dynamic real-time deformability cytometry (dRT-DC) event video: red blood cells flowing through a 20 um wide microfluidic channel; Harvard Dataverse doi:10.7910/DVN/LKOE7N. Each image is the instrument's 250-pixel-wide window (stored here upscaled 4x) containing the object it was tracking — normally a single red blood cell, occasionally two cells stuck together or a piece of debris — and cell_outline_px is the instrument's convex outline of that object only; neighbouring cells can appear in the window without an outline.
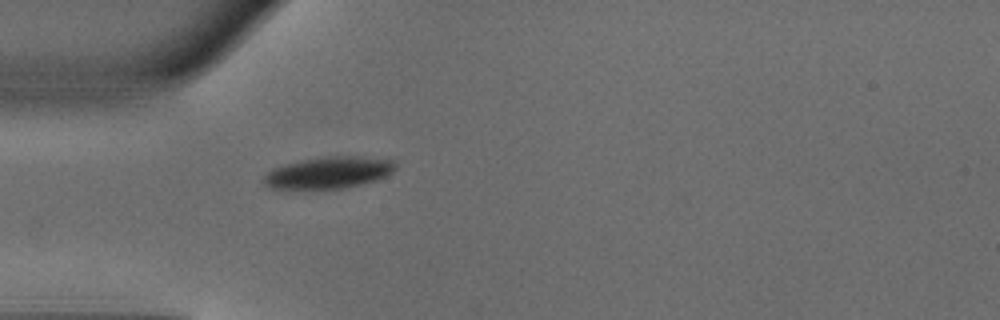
{"species": "common noctule bat (a hibernating species)", "species_latin": "Nyctalus noctula", "temperature_condition": "warm", "stored_images_in_passage": 35, "camera_frame_rate_fps": 3000, "um_per_image_px": 0.085, "animal": {"sex": "male", "body_mass_g": 18.8}, "frame": {"image": 1, "passage_image": 2, "time_ms": 0.333, "image_size_px": [1000, 320], "cell_outline_px": [[396, 168], [392, 172], [376, 180], [360, 184], [340, 188], [272, 188], [264, 184], [264, 176], [272, 168], [304, 160], [324, 156], [360, 156], [392, 160], [396, 164]], "centroid_in_image_um": [27.96, 14.66], "position_along_channel_um": 57.0, "area_um2": 23.81}}
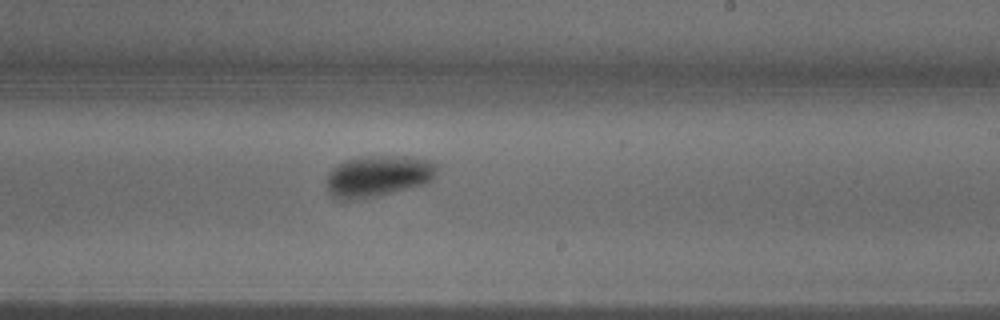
{"frame": {"image": 2, "passage_image": 17, "time_ms": 5.333, "image_size_px": [1000, 320], "cell_outline_px": [[436, 172], [432, 180], [428, 184], [372, 196], [352, 200], [340, 200], [332, 196], [328, 192], [328, 176], [332, 168], [344, 160], [368, 156], [412, 156], [432, 160], [436, 164]], "centroid_in_image_um": [32.17, 14.95], "position_along_channel_um": 256.8, "area_um2": 26.53}}
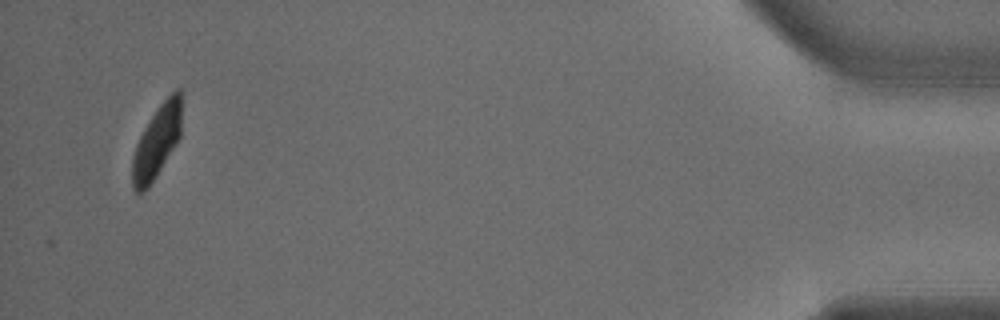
{"frame": {"image": 3, "passage_image": 35, "time_ms": 11.333, "image_size_px": [1000, 320], "cell_outline_px": [[180, 136], [156, 176], [148, 188], [144, 192], [136, 192], [132, 188], [132, 156], [136, 144], [144, 128], [156, 108], [176, 88], [180, 88]], "centroid_in_image_um": [13.29, 12.07], "position_along_channel_um": 421.9, "area_um2": 20.52}, "authors_computed_cell_mechanics": {"area_um2": 24.4494, "velocity_mm_per_s": 4.0702, "shape_relaxation_time_tau1_ms": 1.7648, "shape_relaxation_time_tau2_ms": 5.3827, "deformation_change_tau1": 0.1203, "deformation_change_tau2": 0.044}}